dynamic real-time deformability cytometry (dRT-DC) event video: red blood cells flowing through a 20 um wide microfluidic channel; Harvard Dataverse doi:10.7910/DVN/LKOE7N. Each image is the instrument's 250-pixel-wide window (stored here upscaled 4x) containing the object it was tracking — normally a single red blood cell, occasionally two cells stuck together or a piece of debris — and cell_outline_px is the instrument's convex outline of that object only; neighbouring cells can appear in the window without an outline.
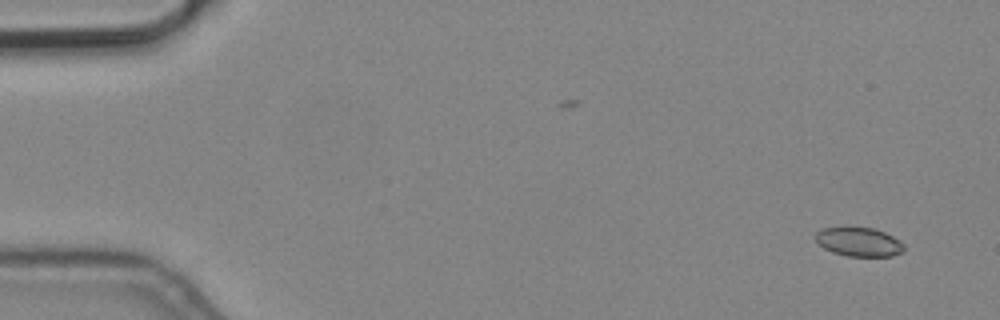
{"species": "common noctule bat (a hibernating species)", "species_latin": "Nyctalus noctula", "temperature_condition": "cold", "stored_images_in_passage": 5, "camera_frame_rate_fps": 3000, "um_per_image_px": 0.085, "animal": {"sex": "male", "body_mass_g": 19.2, "forearm_length_mm": 51.8}, "frame": {"image": 1, "passage_image": 1, "time_ms": 0.0, "image_size_px": [1000, 320], "cell_outline_px": [[904, 252], [892, 256], [848, 256], [832, 252], [824, 248], [816, 240], [816, 232], [824, 228], [872, 228], [884, 232], [900, 240], [904, 244]], "centroid_in_image_um": [73.05, 20.58], "position_along_channel_um": 12.0, "area_um2": 14.74}}
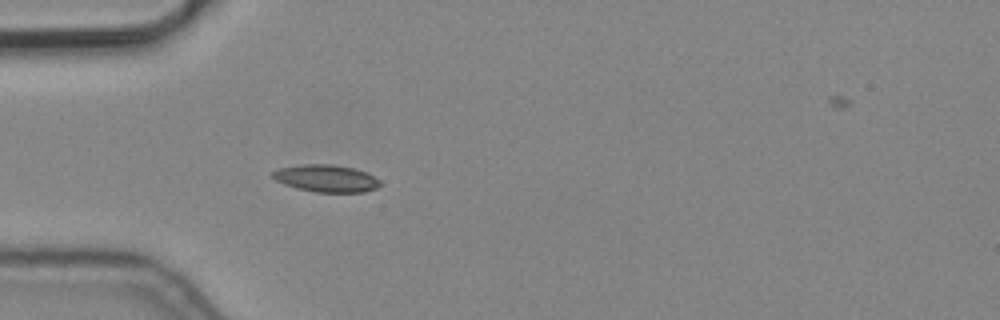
{"frame": {"image": 2, "passage_image": 4, "time_ms": 1.0, "image_size_px": [1000, 320], "cell_outline_px": [[380, 184], [376, 188], [364, 192], [316, 192], [296, 188], [284, 184], [276, 180], [272, 176], [272, 172], [280, 168], [304, 164], [332, 164], [352, 168], [364, 172], [380, 180]], "centroid_in_image_um": [27.71, 15.16], "position_along_channel_um": 57.3, "area_um2": 16.82}}